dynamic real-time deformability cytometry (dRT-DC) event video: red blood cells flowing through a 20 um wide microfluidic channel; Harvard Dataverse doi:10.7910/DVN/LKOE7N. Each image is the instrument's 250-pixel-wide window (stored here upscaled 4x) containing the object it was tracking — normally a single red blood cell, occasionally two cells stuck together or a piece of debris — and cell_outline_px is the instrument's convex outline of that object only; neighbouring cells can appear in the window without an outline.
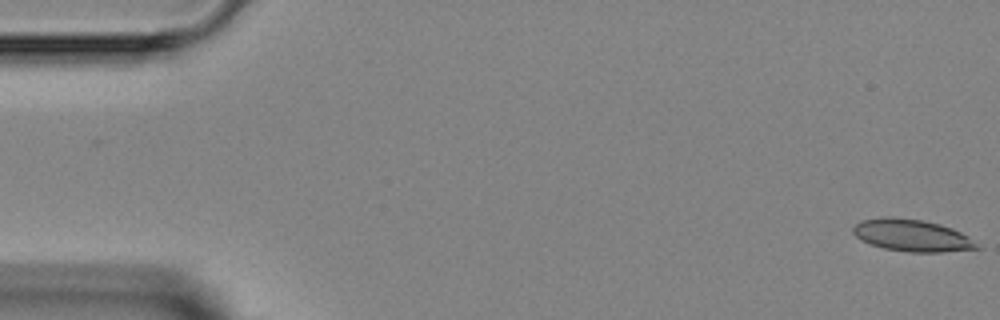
{"species": "Egyptian fruit bat (a non-hibernating species)", "species_latin": "Rousettus aegyptiacus", "temperature_condition": "room temperature", "stored_images_in_passage": 2, "camera_frame_rate_fps": 3000, "um_per_image_px": 0.085, "animal": {"sex": "female"}, "frame": {"image": 1, "passage_image": 2, "time_ms": 1.0, "image_size_px": [1000, 320], "cell_outline_px": [[984, 248], [944, 252], [908, 252], [884, 248], [860, 240], [852, 232], [852, 228], [860, 220], [888, 216], [892, 216], [920, 220], [940, 224], [952, 228], [968, 236]], "centroid_in_image_um": [77.53, 20.01], "position_along_channel_um": 7.5, "area_um2": 23.24}}